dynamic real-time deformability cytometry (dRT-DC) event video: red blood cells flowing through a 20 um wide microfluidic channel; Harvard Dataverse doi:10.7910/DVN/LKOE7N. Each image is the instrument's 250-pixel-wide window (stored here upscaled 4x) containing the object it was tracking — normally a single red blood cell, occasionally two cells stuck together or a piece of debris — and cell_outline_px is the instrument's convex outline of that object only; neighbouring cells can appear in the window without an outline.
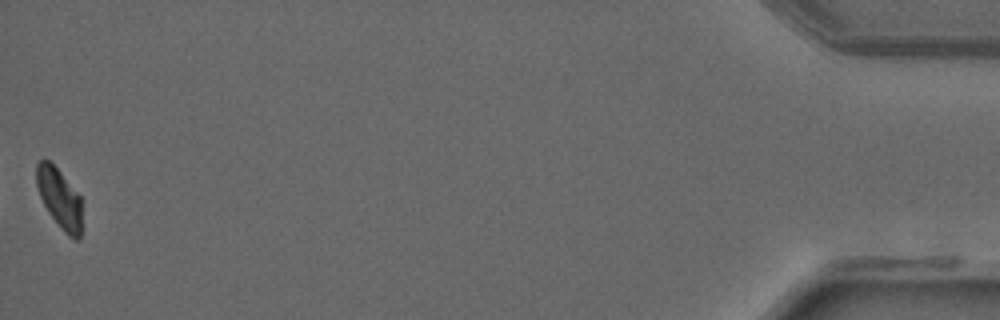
{"species": "common noctule bat (a hibernating species)", "species_latin": "Nyctalus noctula", "temperature_condition": "warm", "stored_images_in_passage": 47, "camera_frame_rate_fps": 3000, "um_per_image_px": 0.085, "animal": {"sex": "male", "forearm_length_mm": 52.5}, "frame": {"image": 1, "passage_image": 47, "time_ms": 15.333, "image_size_px": [1000, 320], "cell_outline_px": [[80, 236], [76, 240], [68, 236], [64, 232], [48, 212], [40, 196], [36, 184], [36, 164], [40, 160], [48, 160], [60, 172], [80, 196]], "centroid_in_image_um": [5.02, 16.85], "position_along_channel_um": 430.2, "area_um2": 15.43}}